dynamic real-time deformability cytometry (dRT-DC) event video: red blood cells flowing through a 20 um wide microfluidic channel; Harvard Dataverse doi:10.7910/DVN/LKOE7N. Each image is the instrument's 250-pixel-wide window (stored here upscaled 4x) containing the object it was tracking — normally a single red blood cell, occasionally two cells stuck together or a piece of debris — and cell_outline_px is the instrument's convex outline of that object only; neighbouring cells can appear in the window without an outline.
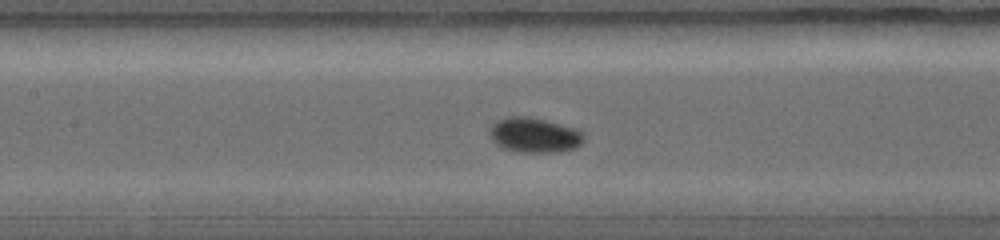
{"species": "common noctule bat (a hibernating species)", "species_latin": "Nyctalus noctula", "temperature_condition": "warm", "stored_images_in_passage": 24, "camera_frame_rate_fps": 5000, "um_per_image_px": 0.085, "animal": {"sex": "female", "body_mass_g": 19.0, "forearm_length_mm": 56.7}, "frame": {"image": 1, "passage_image": 11, "time_ms": 3.6, "image_size_px": [1000, 240], "cell_outline_px": [[584, 140], [576, 148], [556, 152], [520, 152], [504, 148], [496, 144], [492, 140], [492, 124], [496, 120], [504, 116], [528, 116], [576, 128], [584, 132]], "centroid_in_image_um": [45.45, 11.47], "position_along_channel_um": 162.0, "area_um2": 19.13}}
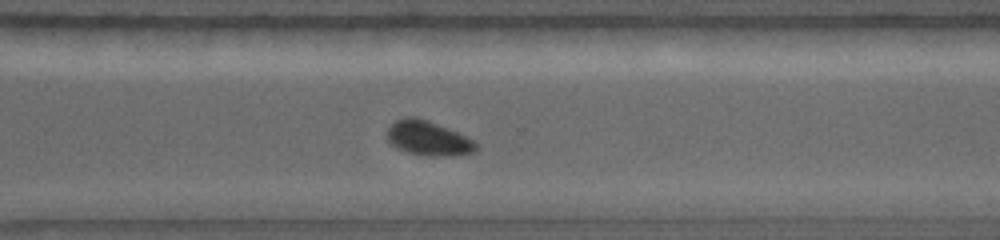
{"frame": {"image": 2, "passage_image": 19, "time_ms": 6.4, "image_size_px": [1000, 240], "cell_outline_px": [[476, 148], [472, 152], [460, 156], [424, 156], [408, 152], [396, 148], [388, 140], [388, 128], [396, 120], [404, 116], [416, 116], [428, 120], [476, 140]], "centroid_in_image_um": [36.41, 11.75], "position_along_channel_um": 334.2, "area_um2": 18.03}}
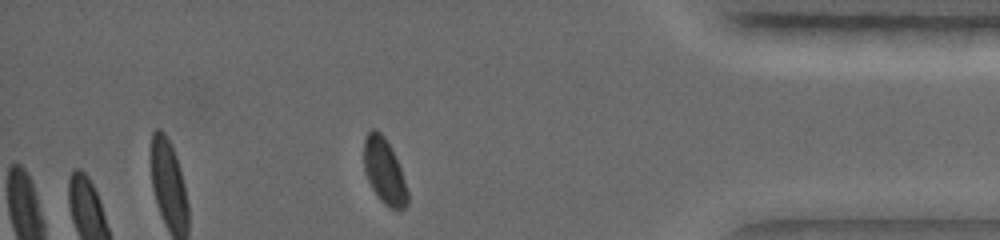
{"frame": {"image": 3, "passage_image": 23, "time_ms": 8.0, "image_size_px": [1000, 240], "cell_outline_px": [[408, 204], [400, 212], [384, 204], [380, 200], [372, 188], [364, 172], [364, 140], [368, 132], [372, 128], [376, 128], [384, 136], [400, 168], [408, 192]], "centroid_in_image_um": [32.66, 14.58], "position_along_channel_um": 402.5, "area_um2": 16.53}}